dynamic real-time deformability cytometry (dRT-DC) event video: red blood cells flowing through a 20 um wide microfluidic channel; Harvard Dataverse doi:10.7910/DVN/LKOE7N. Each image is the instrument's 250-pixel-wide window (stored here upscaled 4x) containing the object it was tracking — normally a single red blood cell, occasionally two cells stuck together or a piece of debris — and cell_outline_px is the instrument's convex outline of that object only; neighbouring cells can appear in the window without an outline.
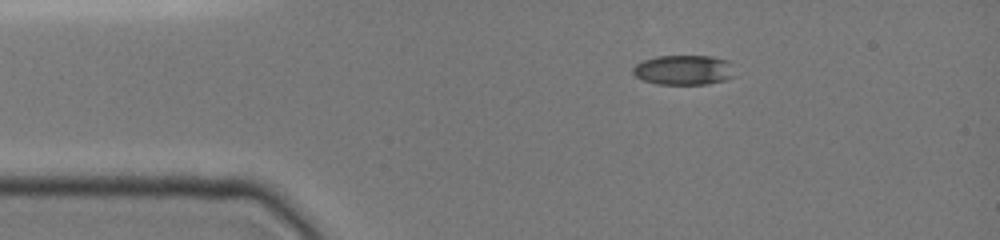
{"species": "common noctule bat (a hibernating species)", "species_latin": "Nyctalus noctula", "temperature_condition": "cold", "stored_images_in_passage": 65, "camera_frame_rate_fps": 3000, "um_per_image_px": 0.085, "animal": {"sex": "female", "body_mass_g": 19.0, "forearm_length_mm": 51.5}, "frame": {"image": 1, "passage_image": 1, "time_ms": 0.0, "image_size_px": [1000, 240], "cell_outline_px": [[736, 76], [724, 80], [708, 84], [656, 84], [644, 80], [636, 76], [632, 72], [632, 68], [636, 64], [644, 60], [656, 56], [712, 56], [728, 60]], "centroid_in_image_um": [58.13, 5.95], "position_along_channel_um": 26.9, "area_um2": 17.74}}
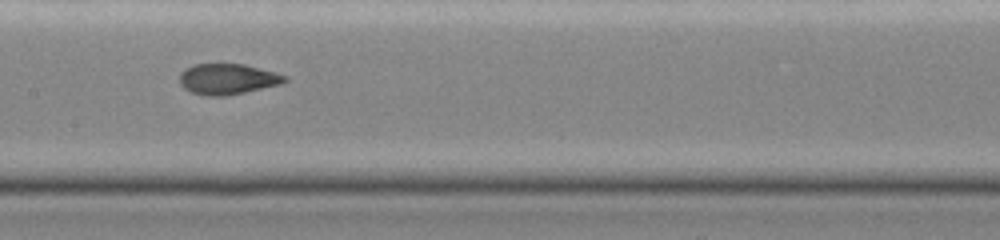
{"frame": {"image": 2, "passage_image": 22, "time_ms": 5.333, "image_size_px": [1000, 240], "cell_outline_px": [[288, 80], [280, 84], [244, 92], [224, 96], [208, 96], [188, 92], [180, 84], [180, 72], [192, 64], [244, 64], [276, 72], [288, 76]], "centroid_in_image_um": [19.33, 6.71], "position_along_channel_um": 188.1, "area_um2": 18.9}}
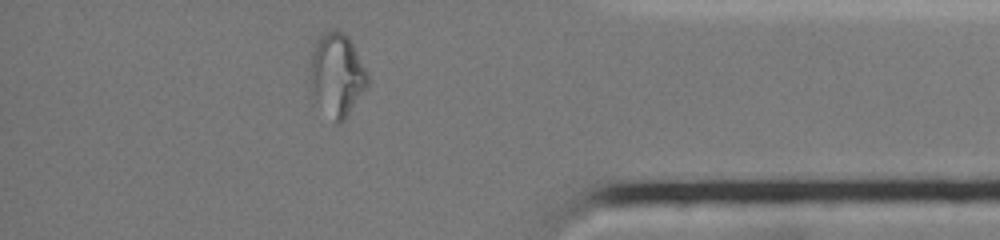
{"frame": {"image": 3, "passage_image": 55, "time_ms": 11.333, "image_size_px": [1000, 240], "cell_outline_px": [[368, 84], [344, 120], [340, 124], [336, 124], [316, 100], [308, 88], [308, 84], [312, 52], [320, 32], [336, 28], [348, 36], [368, 76]], "centroid_in_image_um": [28.58, 6.33], "position_along_channel_um": 406.6, "area_um2": 27.69}}